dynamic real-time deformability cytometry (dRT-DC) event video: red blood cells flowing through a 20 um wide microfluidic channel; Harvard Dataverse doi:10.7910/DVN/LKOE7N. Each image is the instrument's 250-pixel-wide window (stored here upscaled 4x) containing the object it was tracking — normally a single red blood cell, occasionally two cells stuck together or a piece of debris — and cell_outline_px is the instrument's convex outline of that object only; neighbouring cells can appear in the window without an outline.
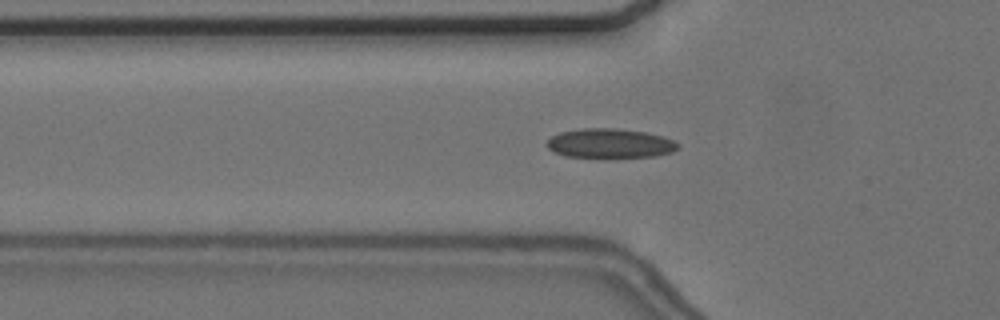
{"species": "common noctule bat (a hibernating species)", "species_latin": "Nyctalus noctula", "temperature_condition": "cold", "stored_images_in_passage": 55, "camera_frame_rate_fps": 3000, "um_per_image_px": 0.085, "animal": {"sex": "female", "body_mass_g": 24.6, "forearm_length_mm": 56.2}, "frame": {"image": 1, "passage_image": 18, "time_ms": 5.667, "image_size_px": [1000, 320], "cell_outline_px": [[680, 148], [672, 152], [656, 156], [564, 156], [548, 148], [544, 144], [552, 136], [560, 132], [584, 128], [616, 128], [644, 132], [664, 136], [680, 144]], "centroid_in_image_um": [51.87, 12.16], "position_along_channel_um": 73.9, "area_um2": 22.14}}
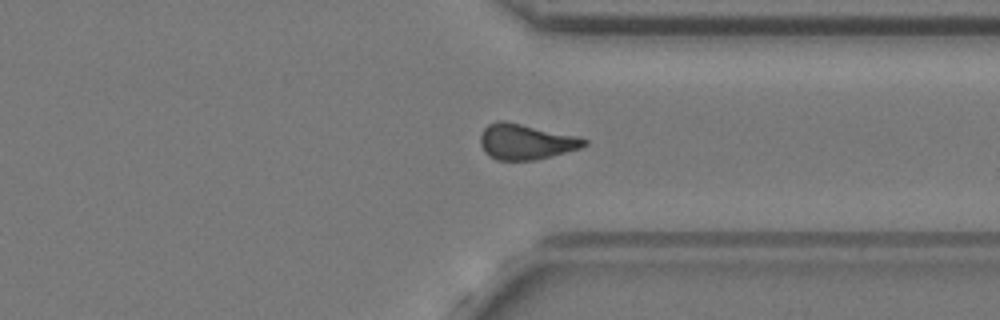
{"frame": {"image": 2, "passage_image": 42, "time_ms": 13.667, "image_size_px": [1000, 320], "cell_outline_px": [[588, 144], [580, 148], [552, 156], [536, 160], [496, 160], [484, 152], [480, 144], [480, 136], [484, 128], [488, 124], [496, 120], [504, 120], [580, 136], [588, 140]], "centroid_in_image_um": [44.7, 12.04], "position_along_channel_um": 366.7, "area_um2": 21.79}}
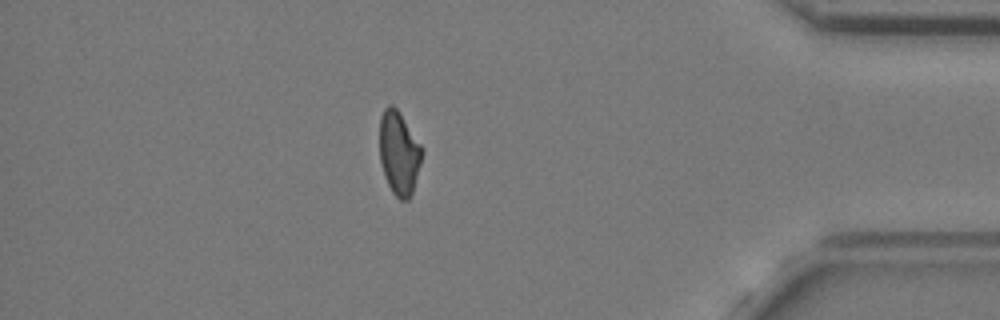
{"frame": {"image": 3, "passage_image": 48, "time_ms": 15.667, "image_size_px": [1000, 320], "cell_outline_px": [[424, 152], [412, 192], [408, 200], [400, 200], [392, 192], [384, 176], [380, 160], [380, 116], [384, 108], [388, 104], [392, 104], [400, 112], [424, 148]], "centroid_in_image_um": [33.92, 12.98], "position_along_channel_um": 401.3, "area_um2": 20.87}, "authors_computed_cell_mechanics": {"area_um2": 21.2704, "velocity_mm_per_s": 3.6471, "shape_relaxation_time_tau1_ms": null, "shape_relaxation_time_tau2_ms": 2.7909, "deformation_change_tau1": null, "deformation_change_tau2": 0.0762}}